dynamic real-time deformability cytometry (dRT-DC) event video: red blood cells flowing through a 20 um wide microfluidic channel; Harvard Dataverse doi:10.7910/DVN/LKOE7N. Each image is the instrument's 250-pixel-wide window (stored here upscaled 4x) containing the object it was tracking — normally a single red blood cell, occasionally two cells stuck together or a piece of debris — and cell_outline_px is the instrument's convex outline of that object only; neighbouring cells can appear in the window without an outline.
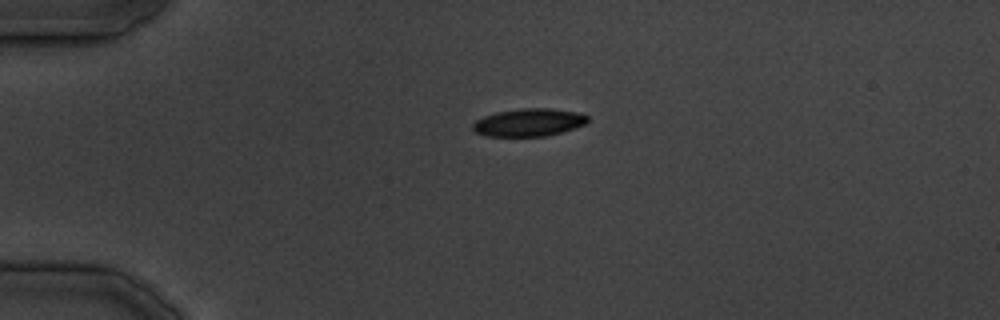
{"species": "common noctule bat (a hibernating species)", "species_latin": "Nyctalus noctula", "temperature_condition": "cold", "stored_images_in_passage": 10, "camera_frame_rate_fps": 3000, "um_per_image_px": 0.085, "animal": {"sex": "male", "body_mass_g": 19.5, "forearm_length_mm": 54.6}, "frame": {"image": 1, "passage_image": 1, "time_ms": 0.0, "image_size_px": [1000, 320], "cell_outline_px": [[588, 124], [560, 132], [544, 136], [484, 136], [476, 132], [472, 128], [472, 124], [476, 120], [484, 116], [496, 112], [520, 108], [548, 108], [580, 112], [588, 116]], "centroid_in_image_um": [44.96, 10.4], "position_along_channel_um": 40.0, "area_um2": 18.67}}